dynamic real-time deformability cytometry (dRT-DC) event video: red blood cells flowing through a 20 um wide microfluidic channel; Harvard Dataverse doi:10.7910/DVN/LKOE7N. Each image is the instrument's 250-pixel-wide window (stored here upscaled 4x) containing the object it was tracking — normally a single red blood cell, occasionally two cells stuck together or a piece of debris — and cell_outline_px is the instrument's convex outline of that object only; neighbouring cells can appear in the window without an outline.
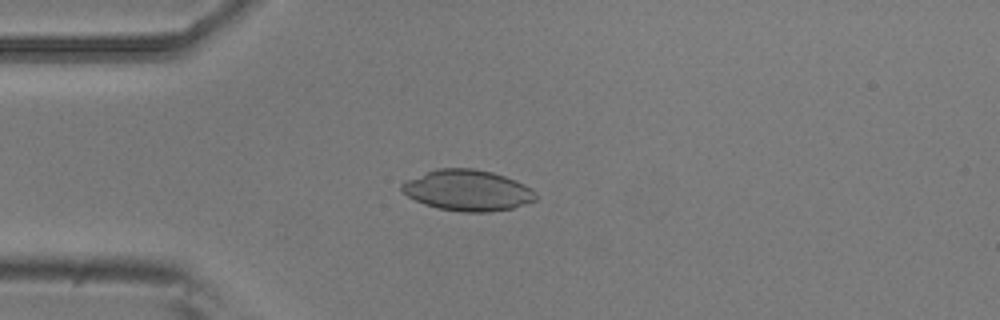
{"species": "common noctule bat (a hibernating species)", "species_latin": "Nyctalus noctula", "temperature_condition": "room temperature", "stored_images_in_passage": 1, "camera_frame_rate_fps": 3000, "um_per_image_px": 0.085, "animal": {"sex": "male", "body_mass_g": 20.5, "forearm_length_mm": 52.5}, "frame": {"image": 1, "passage_image": 1, "time_ms": 0.0, "image_size_px": [1000, 320], "cell_outline_px": [[536, 200], [512, 208], [488, 212], [460, 212], [436, 208], [424, 204], [408, 196], [400, 188], [400, 184], [408, 180], [436, 168], [472, 168], [492, 172], [516, 180], [532, 188], [536, 192]], "centroid_in_image_um": [39.76, 16.18], "position_along_channel_um": 45.2, "area_um2": 31.91}}